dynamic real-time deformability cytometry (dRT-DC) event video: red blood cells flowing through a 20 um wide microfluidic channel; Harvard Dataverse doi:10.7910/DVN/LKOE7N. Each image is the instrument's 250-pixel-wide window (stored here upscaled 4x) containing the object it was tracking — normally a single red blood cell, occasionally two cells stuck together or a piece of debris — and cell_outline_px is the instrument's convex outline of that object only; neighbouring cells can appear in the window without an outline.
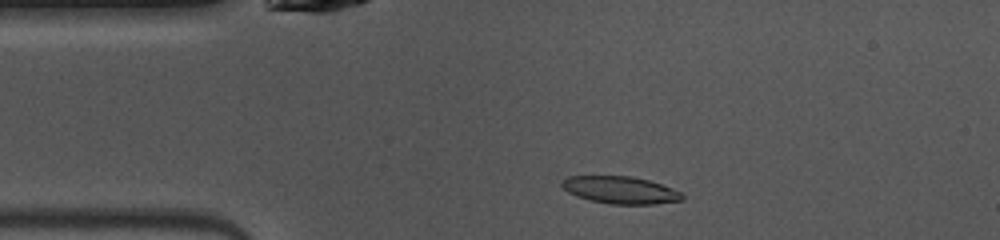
{"species": "common noctule bat (a hibernating species)", "species_latin": "Nyctalus noctula", "temperature_condition": "warm", "stored_images_in_passage": 46, "camera_frame_rate_fps": 3000, "um_per_image_px": 0.085, "animal": {"sex": "female", "body_mass_g": 10.0, "forearm_length_mm": 53.1}, "frame": {"image": 1, "passage_image": 7, "time_ms": 2.0, "image_size_px": [1000, 240], "cell_outline_px": [[684, 200], [656, 204], [608, 204], [576, 196], [568, 192], [560, 184], [560, 180], [568, 176], [632, 176], [648, 180], [672, 188], [680, 192], [684, 196]], "centroid_in_image_um": [52.72, 16.15], "position_along_channel_um": 32.3, "area_um2": 19.19}}
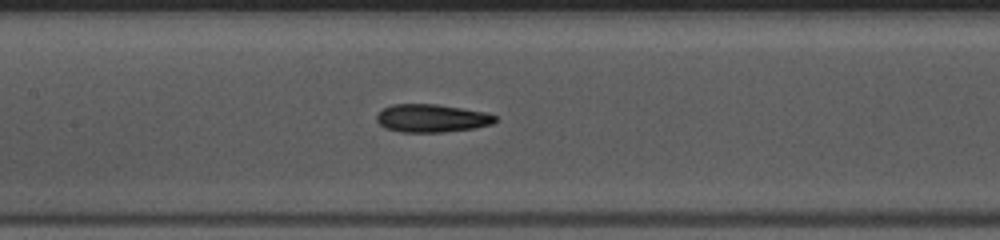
{"frame": {"image": 2, "passage_image": 19, "time_ms": 6.0, "image_size_px": [1000, 240], "cell_outline_px": [[496, 120], [492, 124], [472, 128], [444, 132], [400, 132], [384, 128], [376, 120], [376, 116], [384, 108], [392, 104], [436, 104], [484, 112], [496, 116]], "centroid_in_image_um": [36.66, 10.05], "position_along_channel_um": 170.7, "area_um2": 19.19}}
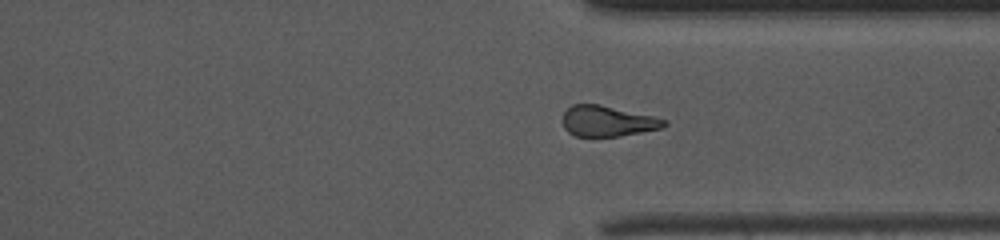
{"frame": {"image": 3, "passage_image": 33, "time_ms": 10.667, "image_size_px": [1000, 240], "cell_outline_px": [[668, 124], [664, 128], [620, 136], [576, 136], [568, 132], [564, 128], [564, 112], [572, 104], [600, 104], [652, 116], [668, 120]], "centroid_in_image_um": [51.68, 10.3], "position_along_channel_um": 359.7, "area_um2": 18.09}, "authors_computed_cell_mechanics": {"area_um2": 19.1607, "velocity_mm_per_s": 4.0608, "shape_relaxation_time_tau1_ms": 9.5207, "shape_relaxation_time_tau2_ms": 4.0311, "deformation_change_tau1": 0.1825, "deformation_change_tau2": 0.1219}}